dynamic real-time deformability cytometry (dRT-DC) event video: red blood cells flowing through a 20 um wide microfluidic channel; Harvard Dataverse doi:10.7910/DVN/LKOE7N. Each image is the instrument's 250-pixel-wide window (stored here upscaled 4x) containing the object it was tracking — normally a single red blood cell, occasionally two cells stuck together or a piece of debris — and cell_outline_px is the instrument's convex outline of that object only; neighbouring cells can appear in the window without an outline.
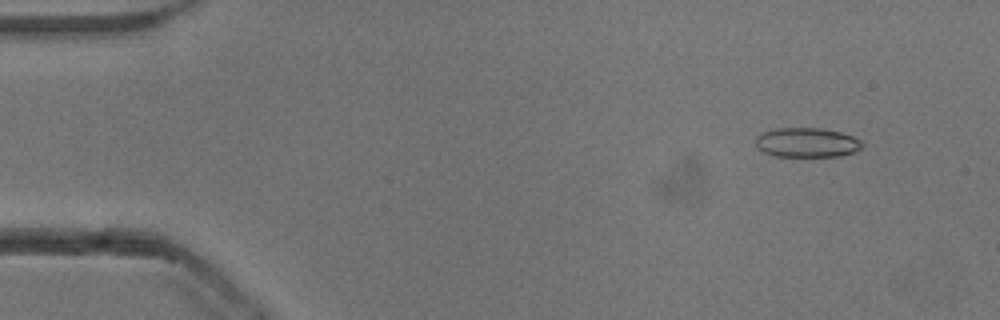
{"species": "common noctule bat (a hibernating species)", "species_latin": "Nyctalus noctula", "temperature_condition": "cold", "stored_images_in_passage": 53, "camera_frame_rate_fps": 3000, "um_per_image_px": 0.085, "animal": {"sex": "male", "body_mass_g": 13.3}, "frame": {"image": 1, "passage_image": 5, "time_ms": 1.333, "image_size_px": [1000, 320], "cell_outline_px": [[864, 144], [860, 148], [852, 152], [840, 156], [776, 156], [764, 152], [756, 148], [756, 136], [760, 132], [776, 128], [820, 128], [840, 132], [852, 136], [860, 140]], "centroid_in_image_um": [68.54, 12.11], "position_along_channel_um": 16.5, "area_um2": 18.32}}
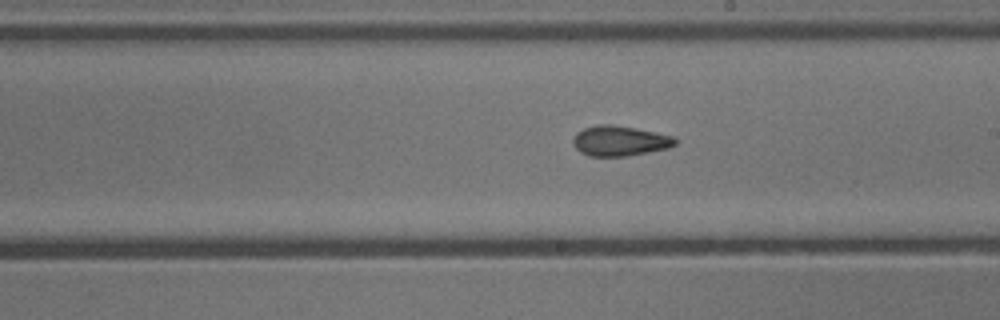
{"frame": {"image": 2, "passage_image": 30, "time_ms": 9.667, "image_size_px": [1000, 320], "cell_outline_px": [[676, 144], [668, 148], [628, 156], [588, 156], [580, 152], [572, 144], [572, 140], [576, 132], [584, 128], [596, 124], [612, 124], [636, 128], [672, 136], [676, 140]], "centroid_in_image_um": [52.63, 11.97], "position_along_channel_um": 236.4, "area_um2": 18.03}}
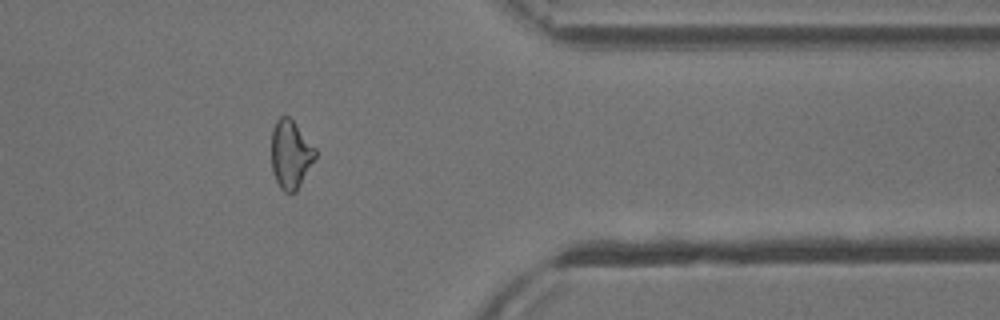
{"frame": {"image": 3, "passage_image": 43, "time_ms": 14.0, "image_size_px": [1000, 320], "cell_outline_px": [[316, 156], [296, 192], [284, 192], [280, 188], [272, 172], [272, 128], [276, 120], [280, 116], [288, 116], [292, 120], [316, 148]], "centroid_in_image_um": [24.69, 13.12], "position_along_channel_um": 386.7, "area_um2": 17.34}, "authors_computed_cell_mechanics": {"area_um2": 18.207, "velocity_mm_per_s": 3.8698, "shape_relaxation_time_tau1_ms": 3.2194, "shape_relaxation_time_tau2_ms": 2.3217, "deformation_change_tau1": 0.1142, "deformation_change_tau2": 0.0997}}